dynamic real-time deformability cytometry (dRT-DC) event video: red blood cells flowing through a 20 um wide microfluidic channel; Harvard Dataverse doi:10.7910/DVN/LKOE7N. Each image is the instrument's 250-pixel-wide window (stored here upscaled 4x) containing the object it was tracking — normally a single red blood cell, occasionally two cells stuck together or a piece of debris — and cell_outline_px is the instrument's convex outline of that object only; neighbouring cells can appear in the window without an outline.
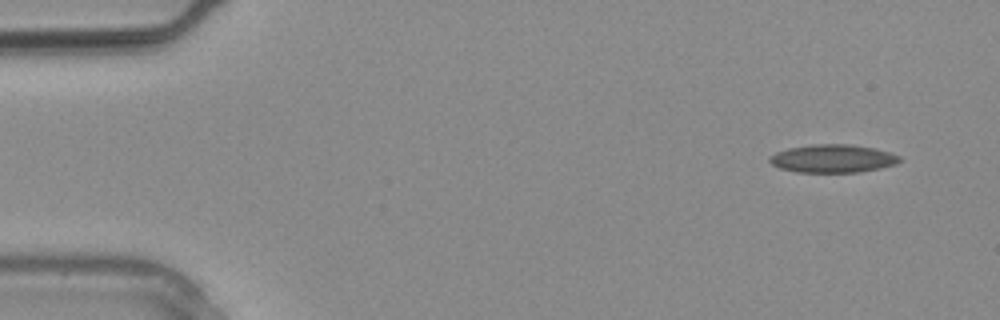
{"species": "common noctule bat (a hibernating species)", "species_latin": "Nyctalus noctula", "temperature_condition": "warm", "stored_images_in_passage": 4, "camera_frame_rate_fps": 3000, "um_per_image_px": 0.085, "animal": {"sex": "male", "body_mass_g": 20.4}, "frame": {"image": 1, "passage_image": 4, "time_ms": 1.0, "image_size_px": [1000, 320], "cell_outline_px": [[900, 160], [896, 164], [880, 168], [860, 172], [796, 172], [780, 168], [772, 164], [768, 160], [768, 156], [776, 152], [788, 148], [812, 144], [852, 144], [876, 148], [900, 156]], "centroid_in_image_um": [70.77, 13.47], "position_along_channel_um": 14.2, "area_um2": 21.39}}